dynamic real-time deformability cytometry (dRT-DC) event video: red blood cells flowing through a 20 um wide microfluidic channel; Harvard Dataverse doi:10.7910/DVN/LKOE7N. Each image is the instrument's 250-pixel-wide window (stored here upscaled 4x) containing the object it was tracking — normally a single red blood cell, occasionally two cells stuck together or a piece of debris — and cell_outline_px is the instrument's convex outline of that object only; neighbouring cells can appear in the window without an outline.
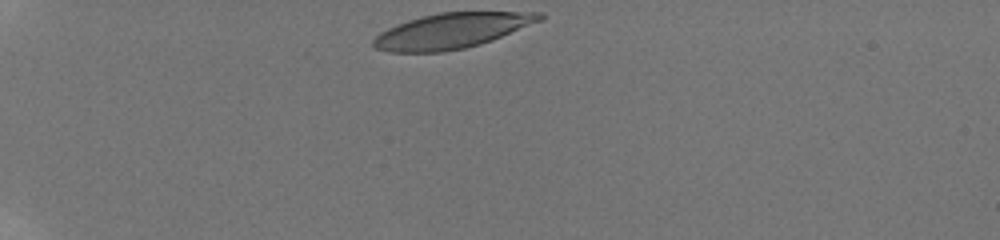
{"species": "human", "species_latin": "Homo sapiens", "temperature_condition": "room temperature", "stored_images_in_passage": 35, "camera_frame_rate_fps": 3000, "um_per_image_px": 0.085, "donor": {"sex": "male"}, "frame": {"image": 1, "passage_image": 1, "time_ms": 0.0, "image_size_px": [1000, 240], "cell_outline_px": [[544, 16], [540, 20], [492, 40], [480, 44], [464, 48], [440, 52], [388, 52], [376, 48], [372, 44], [372, 40], [380, 32], [396, 24], [408, 20], [440, 12], [544, 12]], "centroid_in_image_um": [38.35, 2.62], "position_along_channel_um": 46.6, "area_um2": 33.81}}
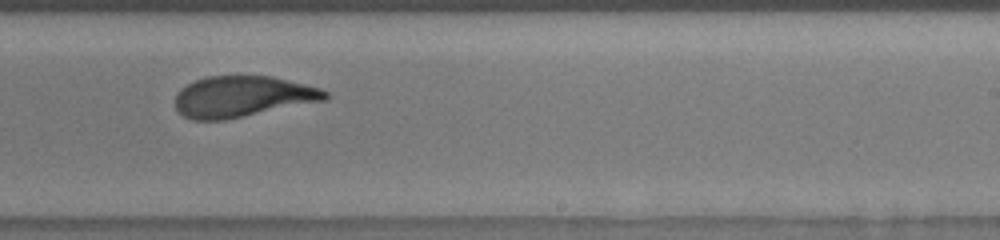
{"frame": {"image": 2, "passage_image": 23, "time_ms": 7.333, "image_size_px": [1000, 240], "cell_outline_px": [[328, 96], [324, 100], [224, 120], [192, 120], [184, 116], [176, 108], [176, 92], [180, 88], [196, 80], [208, 76], [272, 76], [320, 88], [328, 92]], "centroid_in_image_um": [20.58, 8.2], "position_along_channel_um": 268.4, "area_um2": 35.49}}
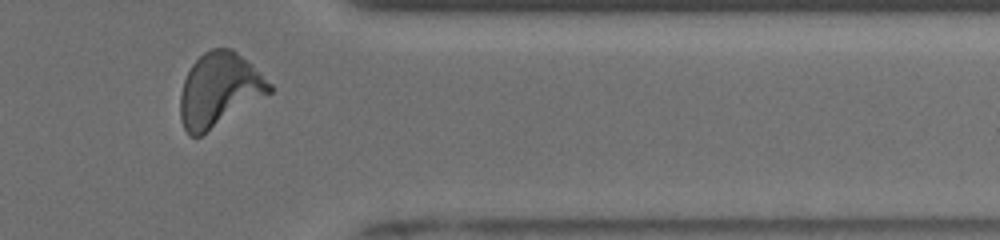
{"frame": {"image": 3, "passage_image": 33, "time_ms": 10.667, "image_size_px": [1000, 240], "cell_outline_px": [[272, 92], [200, 136], [188, 136], [180, 120], [180, 92], [184, 80], [192, 64], [204, 52], [212, 48], [232, 48], [252, 64], [272, 84]], "centroid_in_image_um": [18.62, 7.63], "position_along_channel_um": 392.8, "area_um2": 38.21}, "authors_computed_cell_mechanics": {"area_um2": 36.414, "velocity_mm_per_s": 3.8518, "shape_relaxation_time_tau1_ms": 4.6578, "shape_relaxation_time_tau2_ms": 1.2175, "deformation_change_tau1": 0.1967, "deformation_change_tau2": 0.0887}}